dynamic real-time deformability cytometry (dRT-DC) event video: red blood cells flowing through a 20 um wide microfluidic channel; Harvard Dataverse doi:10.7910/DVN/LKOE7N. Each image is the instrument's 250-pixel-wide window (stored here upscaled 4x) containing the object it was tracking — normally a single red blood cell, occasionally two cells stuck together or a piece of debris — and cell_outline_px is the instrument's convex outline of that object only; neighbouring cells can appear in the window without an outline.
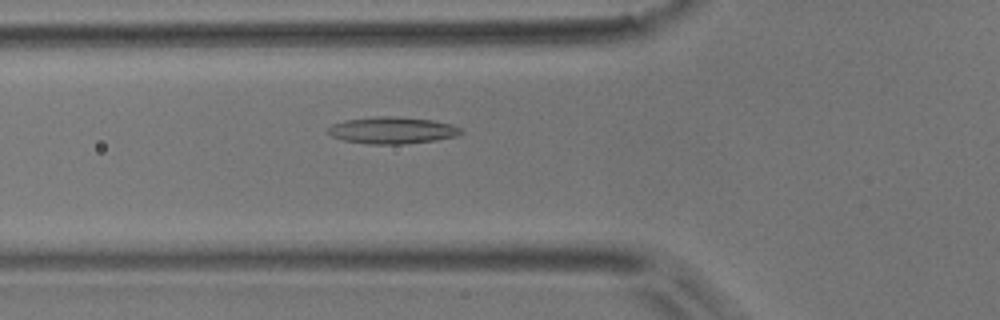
{"species": "common noctule bat (a hibernating species)", "species_latin": "Nyctalus noctula", "temperature_condition": "room temperature", "stored_images_in_passage": 47, "camera_frame_rate_fps": 3000, "um_per_image_px": 0.085, "animal": {"sex": "male", "body_mass_g": 17.9}, "frame": {"image": 1, "passage_image": 13, "time_ms": 4.0, "image_size_px": [1000, 320], "cell_outline_px": [[464, 132], [456, 136], [436, 140], [404, 144], [368, 144], [344, 140], [332, 136], [328, 132], [328, 128], [332, 124], [344, 120], [372, 116], [392, 116], [432, 120], [452, 124], [460, 128]], "centroid_in_image_um": [33.34, 11.07], "position_along_channel_um": 92.5, "area_um2": 20.81}}
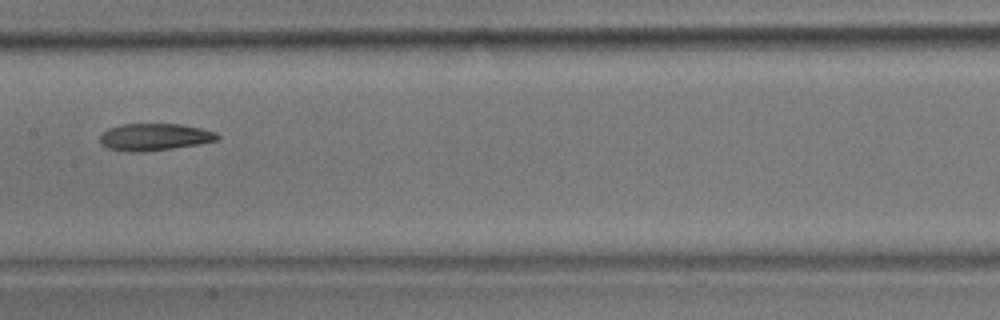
{"frame": {"image": 2, "passage_image": 21, "time_ms": 6.667, "image_size_px": [1000, 320], "cell_outline_px": [[220, 136], [216, 140], [200, 144], [172, 148], [140, 152], [128, 152], [108, 148], [100, 144], [100, 136], [108, 128], [120, 124], [180, 124], [200, 128], [216, 132]], "centroid_in_image_um": [13.11, 11.64], "position_along_channel_um": 194.3, "area_um2": 18.5}}
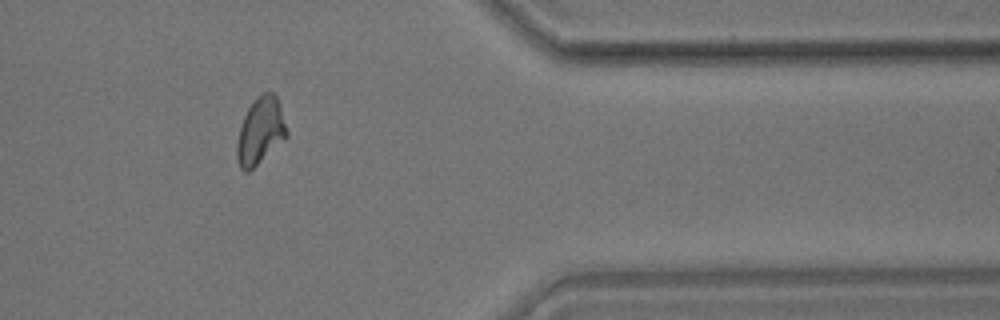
{"frame": {"image": 3, "passage_image": 38, "time_ms": 12.333, "image_size_px": [1000, 320], "cell_outline_px": [[288, 136], [284, 140], [248, 172], [244, 172], [240, 168], [236, 160], [236, 144], [240, 128], [244, 116], [248, 108], [264, 92], [272, 92], [276, 96], [280, 104], [288, 132]], "centroid_in_image_um": [22.13, 11.16], "position_along_channel_um": 389.3, "area_um2": 19.19}, "authors_computed_cell_mechanics": {"area_um2": 19.074, "velocity_mm_per_s": 3.7917, "shape_relaxation_time_tau1_ms": 7.6136, "shape_relaxation_time_tau2_ms": 5.5782, "deformation_change_tau1": 0.1861, "deformation_change_tau2": 0.1175}}